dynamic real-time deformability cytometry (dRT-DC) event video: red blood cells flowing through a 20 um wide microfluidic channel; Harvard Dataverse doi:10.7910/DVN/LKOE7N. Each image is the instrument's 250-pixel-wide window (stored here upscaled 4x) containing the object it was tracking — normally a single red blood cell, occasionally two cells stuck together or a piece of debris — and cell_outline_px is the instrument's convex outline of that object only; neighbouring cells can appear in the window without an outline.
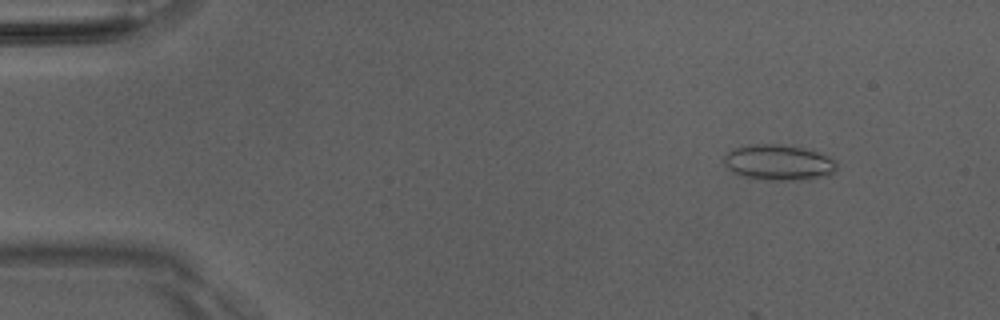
{"species": "Egyptian fruit bat (a non-hibernating species)", "species_latin": "Rousettus aegyptiacus", "temperature_condition": "room temperature", "stored_images_in_passage": 11, "camera_frame_rate_fps": 3000, "um_per_image_px": 0.085, "animal": {"sex": "male"}, "frame": {"image": 1, "passage_image": 3, "time_ms": 0.667, "image_size_px": [1000, 320], "cell_outline_px": [[836, 172], [828, 176], [800, 180], [768, 180], [744, 176], [732, 172], [724, 164], [724, 156], [728, 152], [736, 148], [748, 144], [776, 144], [800, 148], [816, 152], [828, 156], [836, 160]], "centroid_in_image_um": [66.19, 13.82], "position_along_channel_um": 18.8, "area_um2": 23.29}}